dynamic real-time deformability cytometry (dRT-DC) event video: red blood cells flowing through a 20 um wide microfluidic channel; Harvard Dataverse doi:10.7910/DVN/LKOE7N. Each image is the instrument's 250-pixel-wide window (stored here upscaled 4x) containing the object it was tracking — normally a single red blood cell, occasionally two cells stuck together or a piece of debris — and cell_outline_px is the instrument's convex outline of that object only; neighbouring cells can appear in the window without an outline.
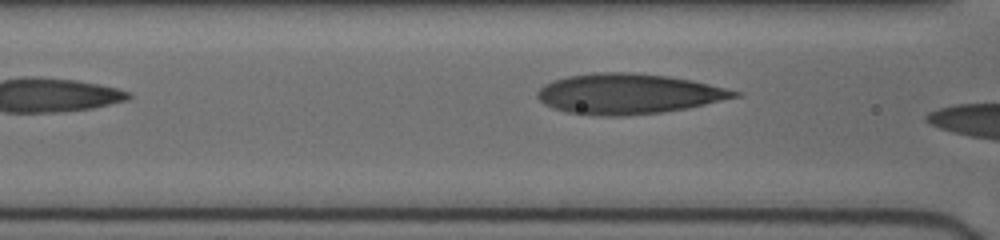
{"species": "human", "species_latin": "Homo sapiens", "temperature_condition": "cold", "stored_images_in_passage": 14, "camera_frame_rate_fps": 3000, "um_per_image_px": 0.085, "donor": {"sex": "female"}, "frame": {"image": 1, "passage_image": 14, "time_ms": 7.0, "image_size_px": [1000, 240], "cell_outline_px": [[744, 96], [688, 108], [660, 112], [624, 116], [600, 116], [568, 112], [552, 108], [544, 104], [536, 96], [536, 92], [544, 84], [552, 80], [568, 76], [596, 72], [632, 72], [668, 76], [692, 80], [728, 88], [744, 92]], "centroid_in_image_um": [53.46, 7.97], "position_along_channel_um": 113.1, "area_um2": 46.7}}